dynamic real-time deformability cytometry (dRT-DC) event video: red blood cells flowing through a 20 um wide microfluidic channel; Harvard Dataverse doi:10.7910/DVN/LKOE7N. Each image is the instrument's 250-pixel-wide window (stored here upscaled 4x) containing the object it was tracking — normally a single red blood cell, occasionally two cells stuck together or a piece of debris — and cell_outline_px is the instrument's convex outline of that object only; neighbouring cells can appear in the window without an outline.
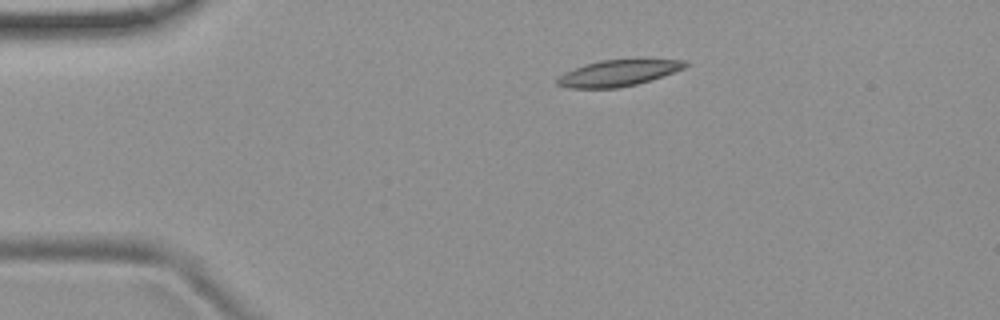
{"species": "common noctule bat (a hibernating species)", "species_latin": "Nyctalus noctula", "temperature_condition": "room temperature", "stored_images_in_passage": 46, "camera_frame_rate_fps": 3000, "um_per_image_px": 0.085, "animal": {"sex": "female", "body_mass_g": 19.9}, "frame": {"image": 1, "passage_image": 3, "time_ms": 0.667, "image_size_px": [1000, 320], "cell_outline_px": [[688, 64], [684, 68], [636, 84], [616, 88], [568, 88], [556, 84], [556, 80], [564, 72], [584, 64], [600, 60], [644, 56], [688, 60]], "centroid_in_image_um": [52.61, 6.13], "position_along_channel_um": 32.4, "area_um2": 20.4}}
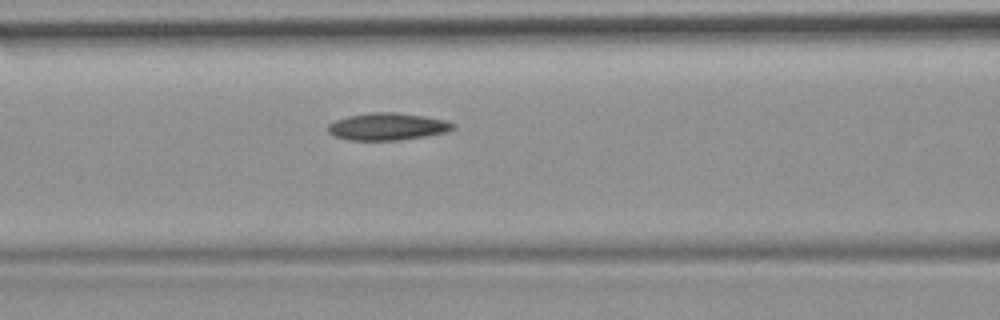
{"frame": {"image": 2, "passage_image": 15, "time_ms": 4.667, "image_size_px": [1000, 320], "cell_outline_px": [[456, 128], [448, 132], [400, 140], [352, 140], [336, 136], [328, 132], [328, 124], [336, 120], [348, 116], [372, 112], [396, 112], [424, 116], [444, 120], [456, 124]], "centroid_in_image_um": [32.97, 10.75], "position_along_channel_um": 133.6, "area_um2": 19.77}}
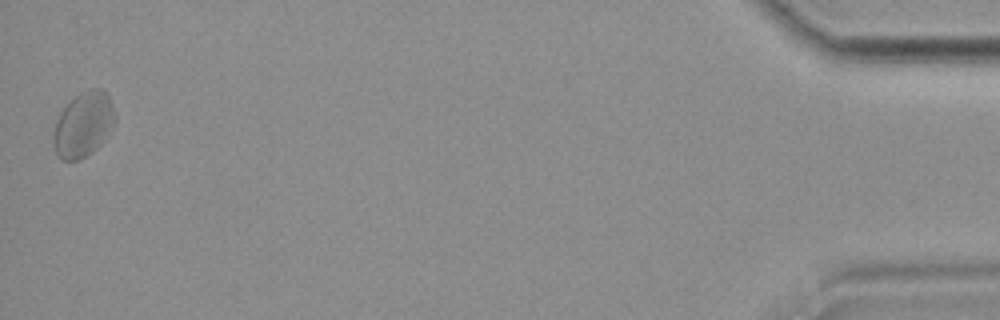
{"frame": {"image": 3, "passage_image": 46, "time_ms": 15.0, "image_size_px": [1000, 320], "cell_outline_px": [[116, 116], [112, 128], [104, 140], [92, 152], [80, 160], [60, 160], [52, 144], [52, 136], [56, 120], [60, 112], [80, 92], [88, 88], [100, 88], [108, 96], [112, 104]], "centroid_in_image_um": [7.07, 10.6], "position_along_channel_um": 428.1, "area_um2": 23.35}, "authors_computed_cell_mechanics": {"area_um2": 20.0566, "velocity_mm_per_s": 3.7323, "shape_relaxation_time_tau1_ms": null, "shape_relaxation_time_tau2_ms": 5.1118, "deformation_change_tau1": null, "deformation_change_tau2": 0.1197}}